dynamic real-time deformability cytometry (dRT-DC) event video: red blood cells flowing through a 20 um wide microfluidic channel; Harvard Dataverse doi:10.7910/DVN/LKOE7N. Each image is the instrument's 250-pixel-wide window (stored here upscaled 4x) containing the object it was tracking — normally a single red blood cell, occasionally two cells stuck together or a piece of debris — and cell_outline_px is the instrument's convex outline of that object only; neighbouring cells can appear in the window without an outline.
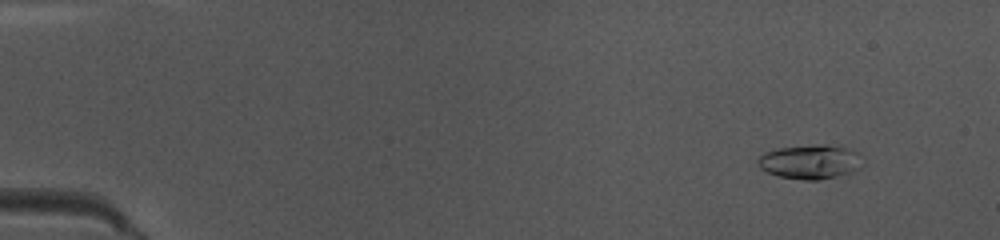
{"species": "common noctule bat (a hibernating species)", "species_latin": "Nyctalus noctula", "temperature_condition": "warm", "stored_images_in_passage": 49, "camera_frame_rate_fps": 3000, "um_per_image_px": 0.085, "animal": {"sex": "female", "body_mass_g": 10.0, "forearm_length_mm": 53.1}, "frame": {"image": 1, "passage_image": 5, "time_ms": 1.333, "image_size_px": [1000, 240], "cell_outline_px": [[864, 156], [860, 168], [852, 172], [820, 180], [804, 180], [780, 176], [768, 172], [760, 168], [756, 160], [764, 152], [780, 148], [816, 144], [840, 144], [860, 152]], "centroid_in_image_um": [68.95, 13.72], "position_along_channel_um": 16.0, "area_um2": 21.39}}
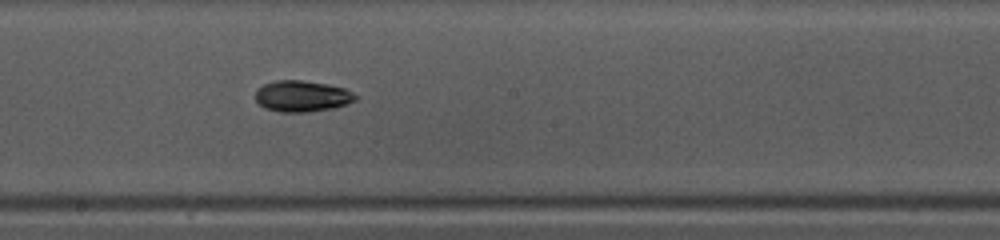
{"frame": {"image": 2, "passage_image": 28, "time_ms": 9.0, "image_size_px": [1000, 240], "cell_outline_px": [[360, 96], [356, 100], [348, 104], [332, 108], [308, 112], [280, 112], [264, 108], [256, 100], [256, 88], [264, 84], [276, 80], [300, 80], [328, 84], [344, 88]], "centroid_in_image_um": [25.69, 8.17], "position_along_channel_um": 222.5, "area_um2": 18.32}}
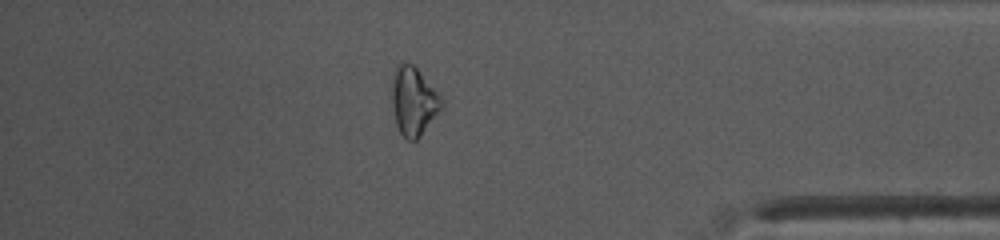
{"frame": {"image": 3, "passage_image": 43, "time_ms": 14.0, "image_size_px": [1000, 240], "cell_outline_px": [[444, 104], [420, 136], [416, 140], [408, 140], [400, 132], [396, 124], [392, 104], [392, 72], [396, 64], [400, 60], [404, 60], [412, 64], [416, 68], [444, 100]], "centroid_in_image_um": [35.12, 8.54], "position_along_channel_um": 400.1, "area_um2": 19.77}, "authors_computed_cell_mechanics": {"area_um2": 18.1492, "velocity_mm_per_s": 4.0775, "shape_relaxation_time_tau1_ms": 3.3069, "shape_relaxation_time_tau2_ms": 9.0508, "deformation_change_tau1": 0.1303, "deformation_change_tau2": 0.117}}